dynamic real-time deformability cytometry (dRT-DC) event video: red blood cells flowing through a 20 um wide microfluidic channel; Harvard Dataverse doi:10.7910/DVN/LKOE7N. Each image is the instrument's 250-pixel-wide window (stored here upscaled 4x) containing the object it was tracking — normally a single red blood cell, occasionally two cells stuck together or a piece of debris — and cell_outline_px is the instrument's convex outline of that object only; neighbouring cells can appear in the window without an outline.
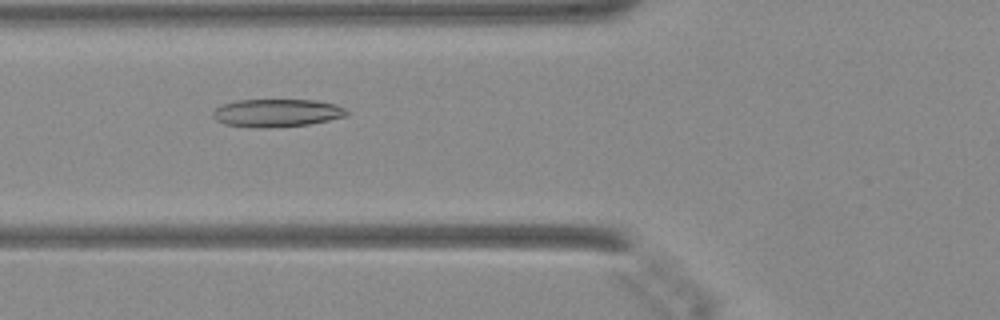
{"species": "Egyptian fruit bat (a non-hibernating species)", "species_latin": "Rousettus aegyptiacus", "temperature_condition": "warm", "stored_images_in_passage": 29, "camera_frame_rate_fps": 3000, "um_per_image_px": 0.085, "animal": {"sex": "female"}, "frame": {"image": 1, "passage_image": 5, "time_ms": 1.333, "image_size_px": [1000, 320], "cell_outline_px": [[348, 116], [308, 124], [224, 124], [216, 120], [212, 116], [212, 112], [216, 108], [224, 104], [236, 100], [316, 100], [336, 104], [344, 108], [348, 112]], "centroid_in_image_um": [23.59, 9.53], "position_along_channel_um": 102.2, "area_um2": 20.4}}
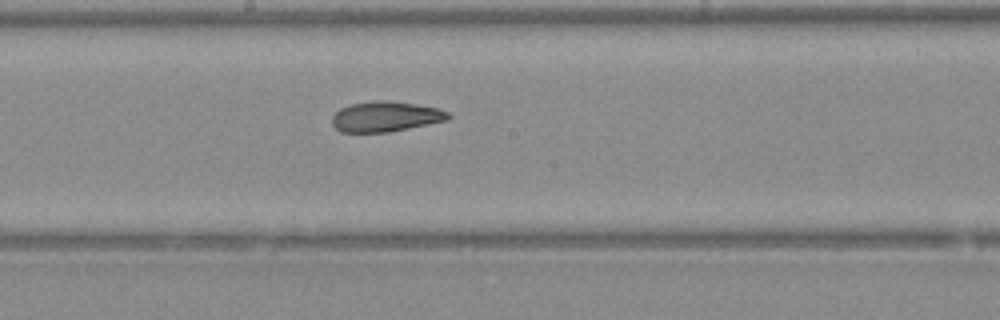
{"frame": {"image": 2, "passage_image": 13, "time_ms": 4.0, "image_size_px": [1000, 320], "cell_outline_px": [[452, 116], [448, 120], [388, 132], [340, 132], [332, 124], [332, 116], [340, 108], [348, 104], [380, 100], [384, 100], [416, 104], [436, 108], [448, 112]], "centroid_in_image_um": [32.75, 9.91], "position_along_channel_um": 215.4, "area_um2": 20.4}}
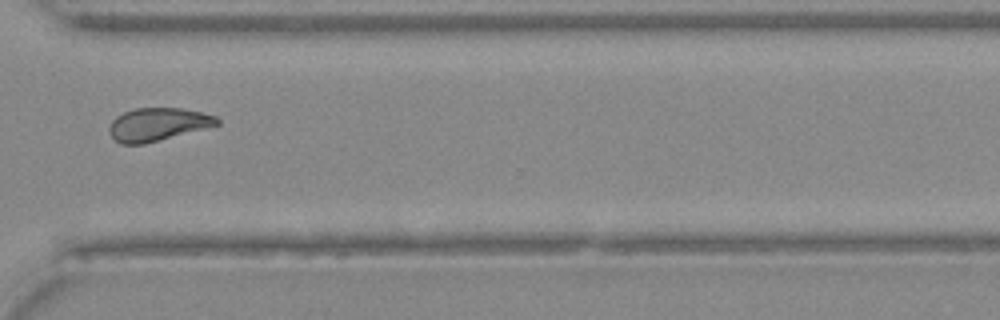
{"frame": {"image": 3, "passage_image": 23, "time_ms": 7.333, "image_size_px": [1000, 320], "cell_outline_px": [[220, 124], [144, 144], [120, 144], [108, 132], [108, 128], [112, 120], [116, 116], [124, 112], [136, 108], [180, 108], [200, 112], [216, 116], [220, 120]], "centroid_in_image_um": [13.38, 10.57], "position_along_channel_um": 357.2, "area_um2": 20.58}}